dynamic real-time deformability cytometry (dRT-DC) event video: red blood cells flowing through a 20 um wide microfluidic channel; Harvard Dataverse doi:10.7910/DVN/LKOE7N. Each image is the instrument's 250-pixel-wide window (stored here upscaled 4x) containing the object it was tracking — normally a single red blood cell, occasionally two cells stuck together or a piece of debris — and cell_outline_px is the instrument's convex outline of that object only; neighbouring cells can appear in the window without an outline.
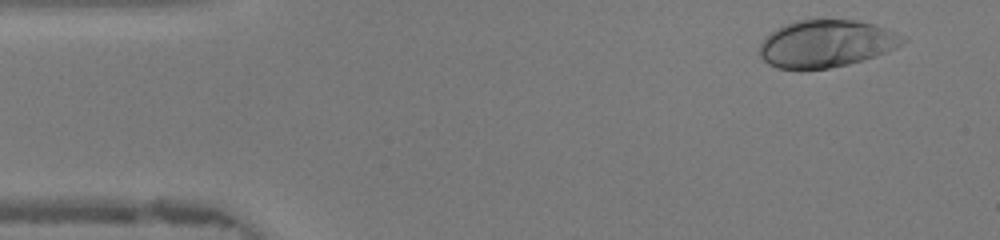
{"species": "human", "species_latin": "Homo sapiens", "temperature_condition": "warm", "stored_images_in_passage": 45, "camera_frame_rate_fps": 3000, "um_per_image_px": 0.085, "donor": {"sex": "female"}, "frame": {"image": 1, "passage_image": 3, "time_ms": 0.667, "image_size_px": [1000, 240], "cell_outline_px": [[908, 40], [896, 48], [848, 64], [828, 68], [800, 72], [776, 68], [768, 64], [760, 56], [760, 44], [776, 28], [784, 24], [796, 20], [816, 16], [856, 20], [876, 24], [888, 28], [908, 36]], "centroid_in_image_um": [70.23, 3.68], "position_along_channel_um": 14.8, "area_um2": 40.92}}
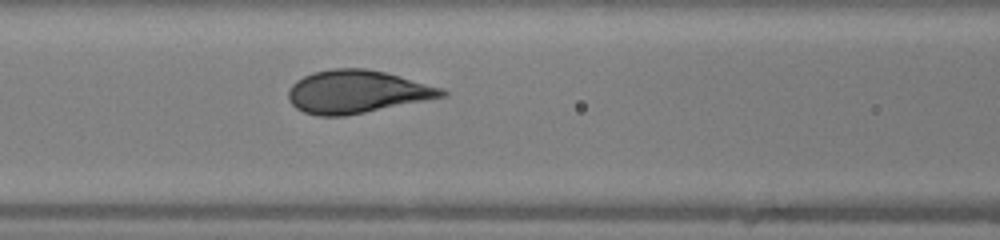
{"frame": {"image": 2, "passage_image": 18, "time_ms": 5.667, "image_size_px": [1000, 240], "cell_outline_px": [[448, 96], [344, 116], [320, 116], [304, 112], [296, 108], [288, 100], [288, 88], [296, 80], [312, 72], [332, 68], [368, 68], [384, 72], [444, 88], [448, 92]], "centroid_in_image_um": [30.33, 7.79], "position_along_channel_um": 136.3, "area_um2": 38.49}}
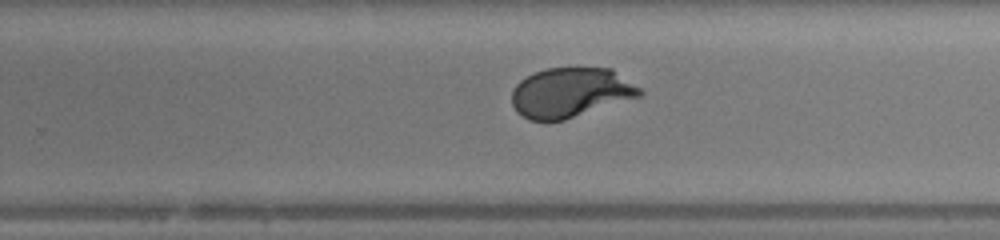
{"frame": {"image": 3, "passage_image": 28, "time_ms": 9.0, "image_size_px": [1000, 240], "cell_outline_px": [[644, 92], [640, 96], [564, 120], [528, 120], [516, 112], [512, 104], [512, 88], [520, 80], [536, 72], [548, 68], [612, 68], [640, 88]], "centroid_in_image_um": [48.48, 7.87], "position_along_channel_um": 281.3, "area_um2": 36.88}, "authors_computed_cell_mechanics": {"area_um2": 37.9746, "velocity_mm_per_s": 4.362, "shape_relaxation_time_tau1_ms": 3.5112, "shape_relaxation_time_tau2_ms": null, "deformation_change_tau1": 0.1989, "deformation_change_tau2": null}}